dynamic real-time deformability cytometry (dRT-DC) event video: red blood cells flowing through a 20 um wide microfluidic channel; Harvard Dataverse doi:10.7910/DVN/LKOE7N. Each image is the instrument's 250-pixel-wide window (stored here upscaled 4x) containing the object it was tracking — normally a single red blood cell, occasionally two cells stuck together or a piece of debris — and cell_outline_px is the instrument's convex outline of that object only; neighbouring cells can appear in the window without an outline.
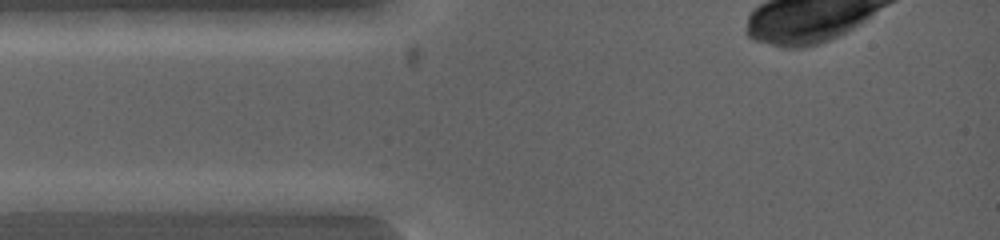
{"species": "common noctule bat (a hibernating species)", "species_latin": "Nyctalus noctula", "temperature_condition": "warm", "stored_images_in_passage": 3, "camera_frame_rate_fps": 5000, "um_per_image_px": 0.085, "animal": {"sex": "female", "body_mass_g": 19.0, "forearm_length_mm": 53.3}, "frame": {"image": 1, "passage_image": 1, "time_ms": 0.0, "image_size_px": [1000, 240], "cell_outline_px": [[100, 200], [60, 212], [16, 212], [12, 200], [20, 192], [80, 192]], "centroid_in_image_um": [4.27, 17.12], "position_along_channel_um": 80.7, "area_um2": 10.0}}